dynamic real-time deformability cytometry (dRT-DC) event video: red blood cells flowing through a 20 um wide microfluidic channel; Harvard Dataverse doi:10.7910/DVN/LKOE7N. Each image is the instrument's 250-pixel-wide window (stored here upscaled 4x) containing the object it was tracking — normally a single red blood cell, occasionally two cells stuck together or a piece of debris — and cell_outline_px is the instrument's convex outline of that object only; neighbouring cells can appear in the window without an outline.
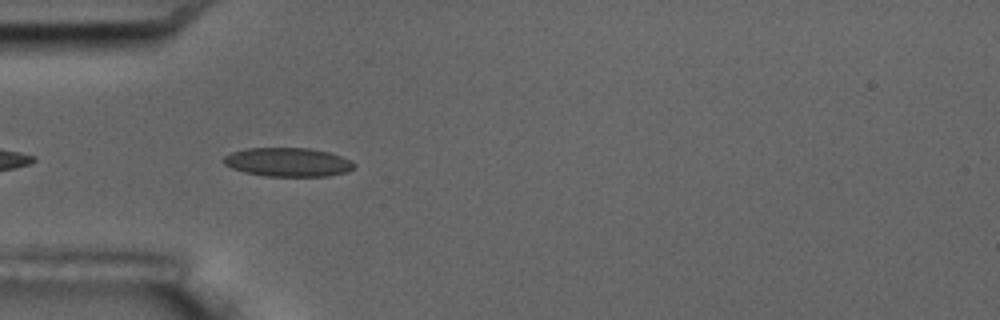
{"species": "common noctule bat (a hibernating species)", "species_latin": "Nyctalus noctula", "temperature_condition": "room temperature", "stored_images_in_passage": 7, "camera_frame_rate_fps": 3000, "um_per_image_px": 0.085, "animal": {"sex": "male", "body_mass_g": 17.5, "forearm_length_mm": 52.3}, "frame": {"image": 1, "passage_image": 6, "time_ms": 5.667, "image_size_px": [1000, 320], "cell_outline_px": [[356, 164], [348, 172], [328, 176], [264, 176], [244, 172], [232, 168], [224, 164], [220, 160], [224, 156], [232, 152], [248, 148], [308, 148], [328, 152], [352, 160]], "centroid_in_image_um": [24.46, 13.78], "position_along_channel_um": 60.5, "area_um2": 22.02}}